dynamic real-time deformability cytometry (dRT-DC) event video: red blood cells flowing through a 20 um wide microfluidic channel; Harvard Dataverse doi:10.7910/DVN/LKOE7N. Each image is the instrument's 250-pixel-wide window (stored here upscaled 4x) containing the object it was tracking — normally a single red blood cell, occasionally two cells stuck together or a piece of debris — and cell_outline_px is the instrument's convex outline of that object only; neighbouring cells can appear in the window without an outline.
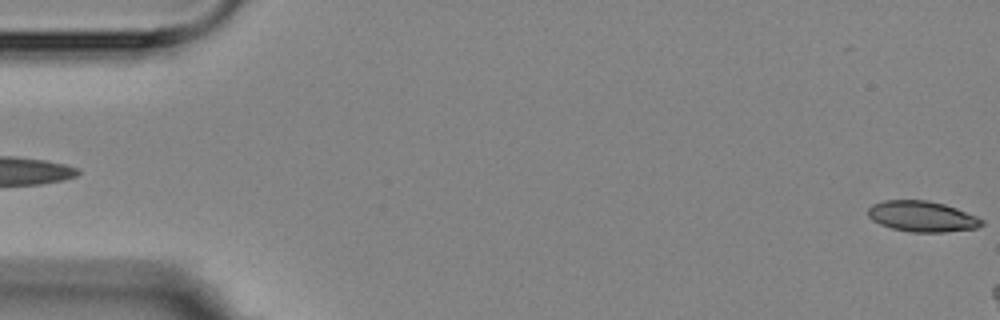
{"species": "Egyptian fruit bat (a non-hibernating species)", "species_latin": "Rousettus aegyptiacus", "temperature_condition": "room temperature", "stored_images_in_passage": 6, "segment_of_instrument_passage": [2, 2], "camera_frame_rate_fps": 3000, "um_per_image_px": 0.085, "animal": {"sex": "female"}, "frame": {"image": 1, "passage_image": 6, "time_ms": 5.667, "image_size_px": [1000, 320], "cell_outline_px": [[984, 224], [976, 228], [944, 232], [912, 232], [892, 228], [880, 224], [872, 220], [868, 216], [868, 208], [872, 204], [884, 200], [928, 200], [944, 204], [956, 208], [984, 220]], "centroid_in_image_um": [78.36, 18.39], "position_along_channel_um": 6.6, "area_um2": 20.29}}